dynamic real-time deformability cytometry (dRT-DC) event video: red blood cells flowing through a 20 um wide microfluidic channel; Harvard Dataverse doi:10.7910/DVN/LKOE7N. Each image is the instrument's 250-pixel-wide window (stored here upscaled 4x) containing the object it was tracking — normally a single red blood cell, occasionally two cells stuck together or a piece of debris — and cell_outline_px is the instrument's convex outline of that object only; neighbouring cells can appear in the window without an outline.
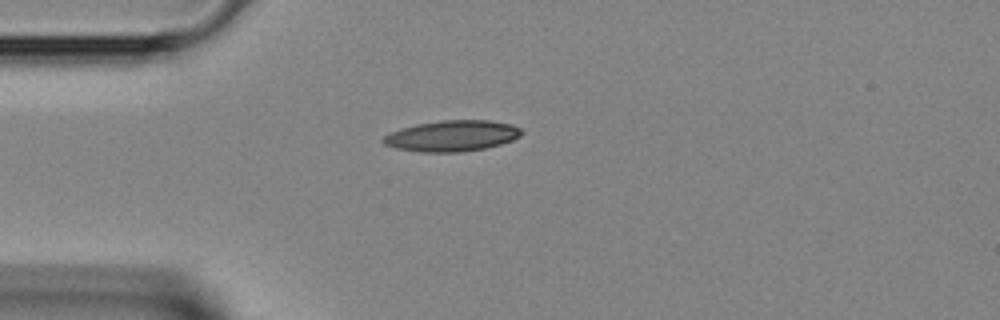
{"species": "Egyptian fruit bat (a non-hibernating species)", "species_latin": "Rousettus aegyptiacus", "temperature_condition": "room temperature", "stored_images_in_passage": 1, "camera_frame_rate_fps": 3000, "um_per_image_px": 0.085, "animal": {"sex": "female"}, "frame": {"image": 1, "passage_image": 1, "time_ms": 0.0, "image_size_px": [1000, 320], "cell_outline_px": [[524, 132], [520, 136], [512, 140], [500, 144], [484, 148], [460, 152], [420, 152], [396, 148], [384, 144], [380, 140], [384, 136], [400, 128], [416, 124], [440, 120], [488, 120], [512, 124], [520, 128]], "centroid_in_image_um": [38.41, 11.54], "position_along_channel_um": 46.6, "area_um2": 24.97}}